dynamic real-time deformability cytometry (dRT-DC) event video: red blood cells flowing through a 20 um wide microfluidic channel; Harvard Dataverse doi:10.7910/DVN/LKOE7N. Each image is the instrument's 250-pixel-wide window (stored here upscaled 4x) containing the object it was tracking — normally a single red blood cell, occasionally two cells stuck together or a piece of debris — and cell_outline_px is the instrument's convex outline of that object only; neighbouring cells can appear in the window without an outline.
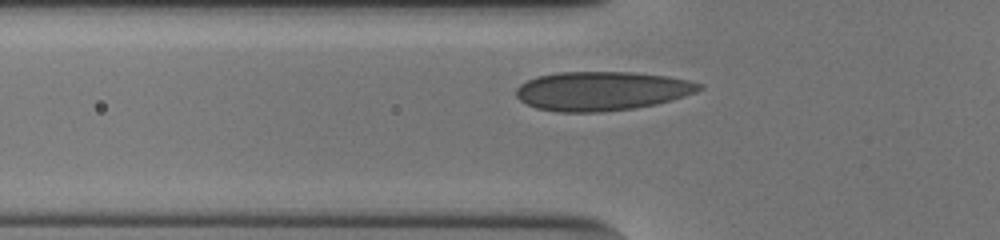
{"species": "human", "species_latin": "Homo sapiens", "temperature_condition": "cold", "stored_images_in_passage": 29, "camera_frame_rate_fps": 3000, "um_per_image_px": 0.085, "donor": {"sex": "male"}, "frame": {"image": 1, "passage_image": 3, "time_ms": 0.667, "image_size_px": [1000, 240], "cell_outline_px": [[704, 88], [696, 92], [672, 100], [656, 104], [632, 108], [600, 112], [560, 112], [536, 108], [520, 100], [516, 96], [516, 88], [520, 84], [536, 76], [560, 72], [632, 72], [668, 76], [688, 80], [704, 84]], "centroid_in_image_um": [51.16, 7.73], "position_along_channel_um": 74.6, "area_um2": 41.73}}
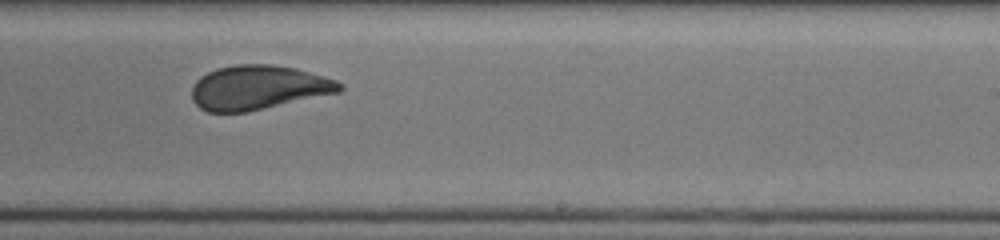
{"frame": {"image": 2, "passage_image": 18, "time_ms": 5.667, "image_size_px": [1000, 240], "cell_outline_px": [[344, 88], [340, 92], [244, 112], [208, 112], [200, 108], [192, 100], [192, 88], [196, 80], [200, 76], [216, 68], [236, 64], [272, 64], [296, 68], [336, 80], [344, 84]], "centroid_in_image_um": [21.94, 7.43], "position_along_channel_um": 267.1, "area_um2": 38.09}}
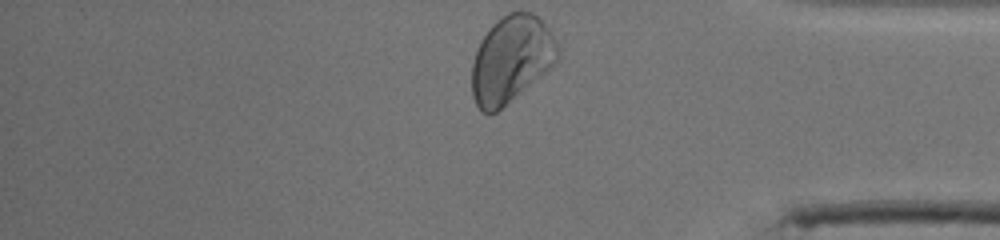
{"frame": {"image": 3, "passage_image": 29, "time_ms": 9.333, "image_size_px": [1000, 240], "cell_outline_px": [[560, 56], [552, 68], [496, 112], [480, 112], [472, 96], [472, 64], [480, 40], [492, 24], [508, 12], [532, 12], [552, 32], [560, 48]], "centroid_in_image_um": [43.47, 5.04], "position_along_channel_um": 391.7, "area_um2": 43.52}, "authors_computed_cell_mechanics": {"area_um2": 38.6682, "velocity_mm_per_s": 3.8567, "shape_relaxation_time_tau1_ms": 6.9405, "shape_relaxation_time_tau2_ms": null, "deformation_change_tau1": 0.1675, "deformation_change_tau2": null}}